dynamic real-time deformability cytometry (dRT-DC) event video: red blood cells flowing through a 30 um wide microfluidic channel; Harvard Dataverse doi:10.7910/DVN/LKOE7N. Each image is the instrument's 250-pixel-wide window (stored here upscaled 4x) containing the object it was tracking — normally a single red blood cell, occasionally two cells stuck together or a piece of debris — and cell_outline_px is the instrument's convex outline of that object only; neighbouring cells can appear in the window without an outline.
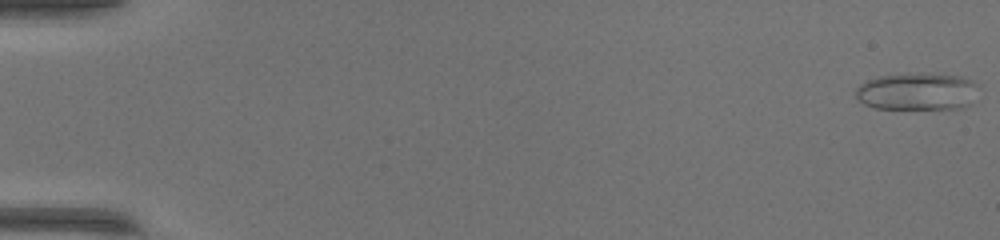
{"species": "common noctule bat (a hibernating species)", "species_latin": "Nyctalus noctula", "temperature_condition": "warm", "stored_images_in_passage": 41, "camera_frame_rate_fps": 3000, "um_per_image_px": 0.085, "animal": {"sex": "female", "body_mass_g": 17.0, "forearm_length_mm": 48.0}, "frame": {"image": 1, "passage_image": 1, "time_ms": 0.0, "image_size_px": [1000, 240], "cell_outline_px": [[976, 84], [968, 104], [960, 108], [876, 108], [864, 104], [856, 96], [856, 88], [860, 84], [868, 80], [880, 76], [960, 76], [972, 80]], "centroid_in_image_um": [77.88, 7.82], "position_along_channel_um": 7.1, "area_um2": 25.03}}
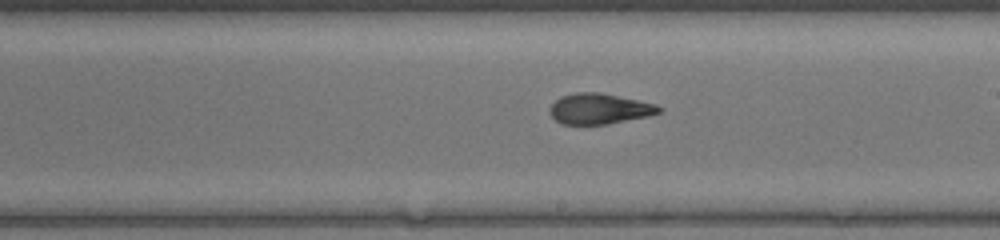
{"frame": {"image": 2, "passage_image": 30, "time_ms": 9.667, "image_size_px": [1000, 240], "cell_outline_px": [[664, 108], [660, 112], [648, 116], [608, 124], [560, 124], [552, 116], [548, 108], [560, 96], [576, 92], [600, 92], [656, 104]], "centroid_in_image_um": [50.94, 9.24], "position_along_channel_um": 238.1, "area_um2": 19.48}}
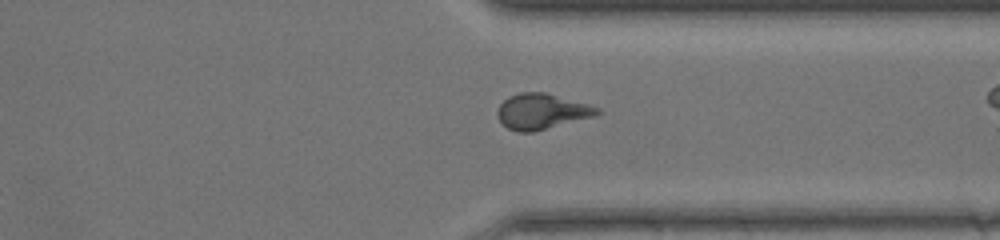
{"frame": {"image": 3, "passage_image": 39, "time_ms": 12.667, "image_size_px": [1000, 240], "cell_outline_px": [[600, 112], [596, 116], [532, 132], [516, 132], [508, 128], [496, 116], [496, 112], [500, 104], [508, 96], [520, 92], [544, 92], [588, 104], [600, 108]], "centroid_in_image_um": [46.03, 9.47], "position_along_channel_um": 365.4, "area_um2": 20.63}}